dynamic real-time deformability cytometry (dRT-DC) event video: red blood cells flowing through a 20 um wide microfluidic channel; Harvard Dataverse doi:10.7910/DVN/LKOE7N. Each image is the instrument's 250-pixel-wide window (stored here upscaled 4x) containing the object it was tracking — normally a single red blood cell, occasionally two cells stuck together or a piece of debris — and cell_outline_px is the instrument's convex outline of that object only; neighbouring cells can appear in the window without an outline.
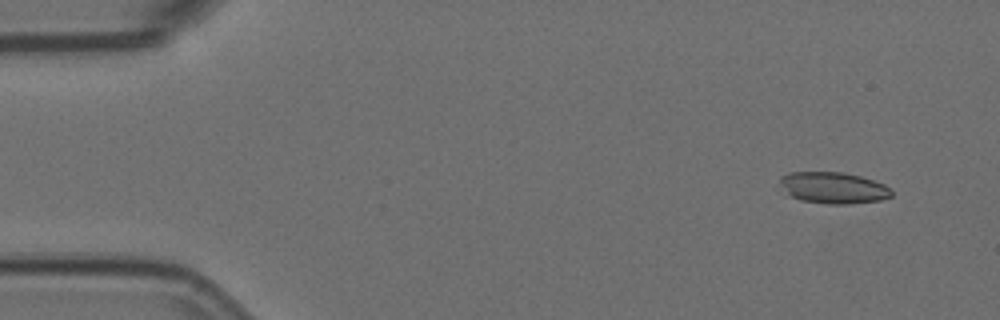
{"species": "Egyptian fruit bat (a non-hibernating species)", "species_latin": "Rousettus aegyptiacus", "temperature_condition": "room temperature", "stored_images_in_passage": 4, "camera_frame_rate_fps": 3000, "um_per_image_px": 0.085, "animal": {"sex": "female"}, "frame": {"image": 1, "passage_image": 1, "time_ms": 0.0, "image_size_px": [1000, 320], "cell_outline_px": [[892, 196], [880, 200], [848, 204], [828, 204], [800, 200], [788, 196], [780, 180], [780, 176], [788, 172], [844, 172], [860, 176], [884, 184], [892, 192]], "centroid_in_image_um": [70.81, 15.96], "position_along_channel_um": 14.2, "area_um2": 20.4}}